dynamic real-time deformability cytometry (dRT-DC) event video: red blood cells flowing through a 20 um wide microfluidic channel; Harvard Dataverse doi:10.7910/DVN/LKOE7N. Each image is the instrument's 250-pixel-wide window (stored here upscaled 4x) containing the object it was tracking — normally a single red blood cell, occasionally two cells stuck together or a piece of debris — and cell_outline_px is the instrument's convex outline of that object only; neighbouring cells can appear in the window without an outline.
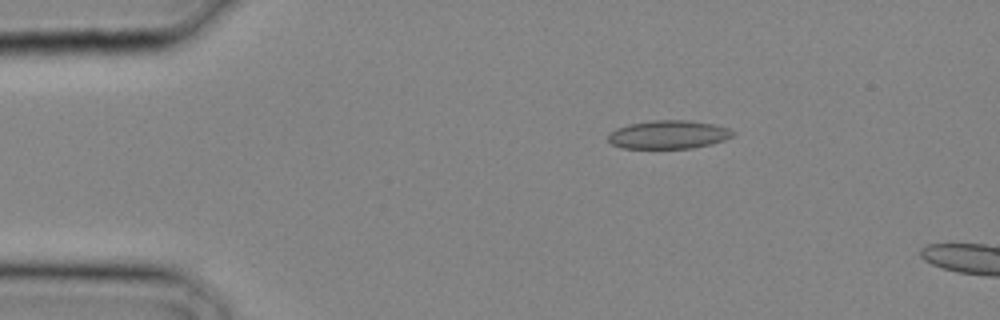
{"species": "common noctule bat (a hibernating species)", "species_latin": "Nyctalus noctula", "temperature_condition": "cold", "stored_images_in_passage": 7, "camera_frame_rate_fps": 3000, "um_per_image_px": 0.085, "animal": {"sex": "male", "body_mass_g": 20.4}, "frame": {"image": 1, "passage_image": 5, "time_ms": 1.333, "image_size_px": [1000, 320], "cell_outline_px": [[736, 132], [732, 136], [724, 140], [712, 144], [692, 148], [624, 148], [612, 144], [608, 140], [608, 136], [616, 128], [628, 124], [652, 120], [688, 120], [716, 124], [728, 128]], "centroid_in_image_um": [56.85, 11.43], "position_along_channel_um": 28.1, "area_um2": 20.69}}